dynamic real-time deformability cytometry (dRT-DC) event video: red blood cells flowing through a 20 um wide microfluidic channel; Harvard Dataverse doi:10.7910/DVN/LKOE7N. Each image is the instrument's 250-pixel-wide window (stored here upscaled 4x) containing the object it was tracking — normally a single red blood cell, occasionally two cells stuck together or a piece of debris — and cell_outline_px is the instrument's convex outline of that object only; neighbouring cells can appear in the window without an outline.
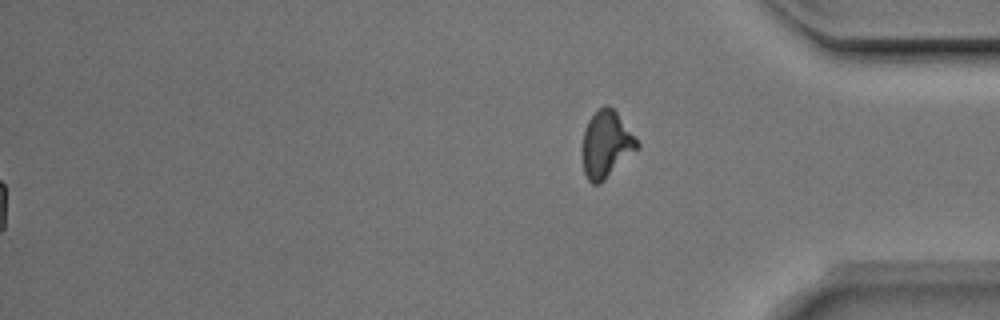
{"species": "Egyptian fruit bat (a non-hibernating species)", "species_latin": "Rousettus aegyptiacus", "temperature_condition": "room temperature", "stored_images_in_passage": 44, "segment_of_instrument_passage": [2, 2], "camera_frame_rate_fps": 3000, "um_per_image_px": 0.085, "animal": {"sex": "male"}, "frame": {"image": 1, "passage_image": 44, "time_ms": 14.333, "image_size_px": [1000, 320], "cell_outline_px": [[640, 144], [600, 184], [592, 184], [588, 180], [584, 172], [580, 152], [580, 148], [584, 132], [588, 120], [604, 104], [608, 104], [616, 112]], "centroid_in_image_um": [51.45, 12.27], "position_along_channel_um": 383.7, "area_um2": 20.98}}